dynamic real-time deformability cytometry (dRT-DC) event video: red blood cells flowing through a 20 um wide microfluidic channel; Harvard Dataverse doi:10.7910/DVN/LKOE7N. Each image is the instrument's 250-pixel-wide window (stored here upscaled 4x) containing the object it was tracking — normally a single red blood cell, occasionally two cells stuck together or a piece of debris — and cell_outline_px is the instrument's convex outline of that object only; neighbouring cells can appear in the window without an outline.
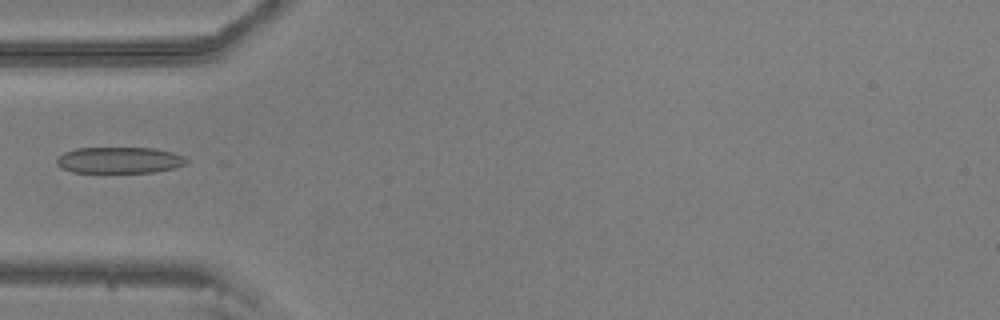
{"species": "common noctule bat (a hibernating species)", "species_latin": "Nyctalus noctula", "temperature_condition": "warm", "stored_images_in_passage": 36, "camera_frame_rate_fps": 3000, "um_per_image_px": 0.085, "animal": {"sex": "male", "body_mass_g": 20.5, "forearm_length_mm": 52.5}, "frame": {"image": 1, "passage_image": 1, "time_ms": 0.0, "image_size_px": [1000, 320], "cell_outline_px": [[188, 160], [184, 164], [172, 168], [152, 172], [72, 172], [56, 164], [56, 156], [64, 152], [76, 148], [156, 148], [172, 152], [184, 156]], "centroid_in_image_um": [10.11, 13.6], "position_along_channel_um": 74.9, "area_um2": 19.77}}
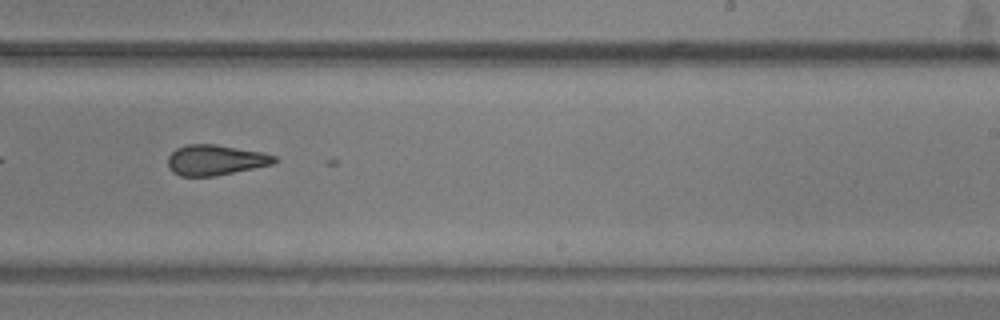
{"frame": {"image": 2, "passage_image": 17, "time_ms": 5.333, "image_size_px": [1000, 320], "cell_outline_px": [[280, 160], [272, 164], [212, 176], [180, 176], [172, 172], [168, 168], [168, 156], [176, 148], [188, 144], [216, 144], [260, 152], [276, 156]], "centroid_in_image_um": [18.28, 13.59], "position_along_channel_um": 270.7, "area_um2": 18.73}}
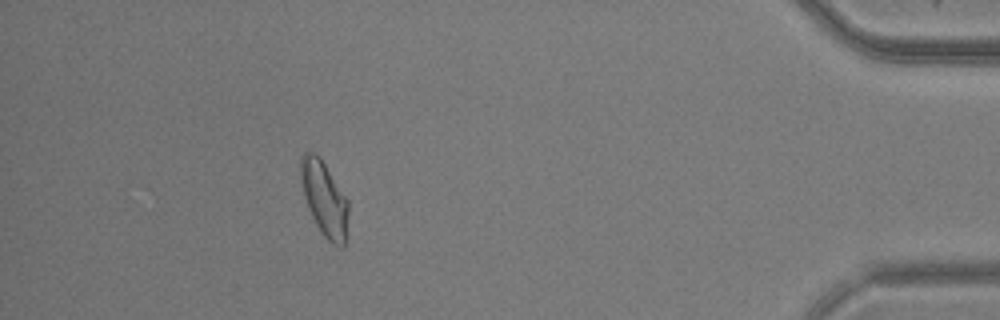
{"frame": {"image": 3, "passage_image": 33, "time_ms": 10.667, "image_size_px": [1000, 320], "cell_outline_px": [[348, 216], [344, 248], [340, 248], [332, 244], [324, 236], [316, 224], [308, 208], [304, 196], [300, 180], [300, 156], [304, 152], [312, 152], [320, 156], [348, 200]], "centroid_in_image_um": [27.56, 16.88], "position_along_channel_um": 407.6, "area_um2": 20.87}}